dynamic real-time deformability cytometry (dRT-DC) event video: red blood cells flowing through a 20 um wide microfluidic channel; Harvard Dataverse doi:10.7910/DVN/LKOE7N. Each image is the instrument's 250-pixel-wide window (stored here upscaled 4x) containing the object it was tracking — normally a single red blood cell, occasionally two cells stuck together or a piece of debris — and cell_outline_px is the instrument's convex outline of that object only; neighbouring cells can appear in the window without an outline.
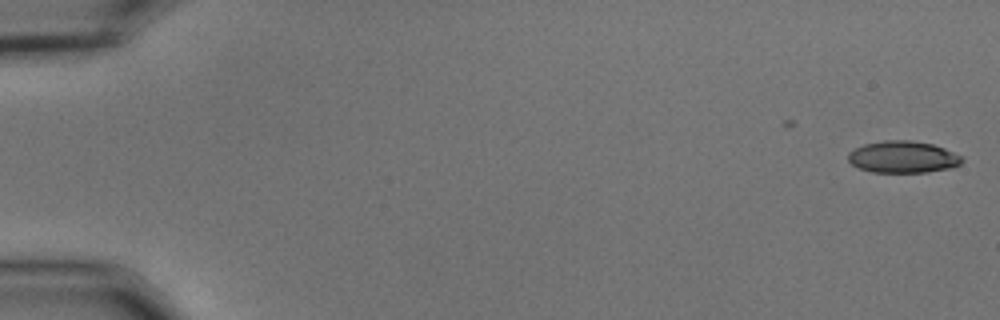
{"species": "common noctule bat (a hibernating species)", "species_latin": "Nyctalus noctula", "temperature_condition": "cold", "stored_images_in_passage": 16, "camera_frame_rate_fps": 3000, "um_per_image_px": 0.085, "animal": {"sex": "male", "body_mass_g": 15.6}, "frame": {"image": 1, "passage_image": 1, "time_ms": 0.0, "image_size_px": [1000, 320], "cell_outline_px": [[964, 160], [960, 164], [952, 168], [928, 172], [872, 172], [860, 168], [852, 164], [848, 160], [848, 152], [864, 144], [884, 140], [912, 140], [932, 144], [944, 148], [964, 156]], "centroid_in_image_um": [76.79, 13.34], "position_along_channel_um": 8.2, "area_um2": 21.27}}
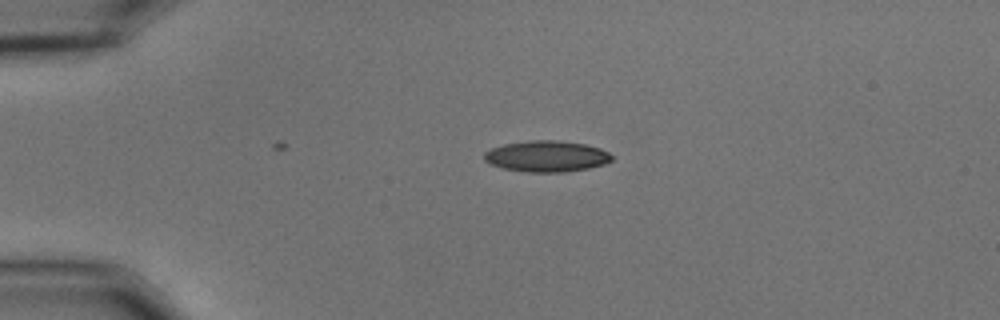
{"frame": {"image": 2, "passage_image": 13, "time_ms": 4.0, "image_size_px": [1000, 320], "cell_outline_px": [[612, 160], [604, 164], [588, 168], [564, 172], [528, 172], [504, 168], [492, 164], [484, 160], [484, 152], [492, 148], [504, 144], [528, 140], [560, 140], [584, 144], [600, 148], [608, 152], [612, 156]], "centroid_in_image_um": [46.47, 13.27], "position_along_channel_um": 38.5, "area_um2": 23.06}}